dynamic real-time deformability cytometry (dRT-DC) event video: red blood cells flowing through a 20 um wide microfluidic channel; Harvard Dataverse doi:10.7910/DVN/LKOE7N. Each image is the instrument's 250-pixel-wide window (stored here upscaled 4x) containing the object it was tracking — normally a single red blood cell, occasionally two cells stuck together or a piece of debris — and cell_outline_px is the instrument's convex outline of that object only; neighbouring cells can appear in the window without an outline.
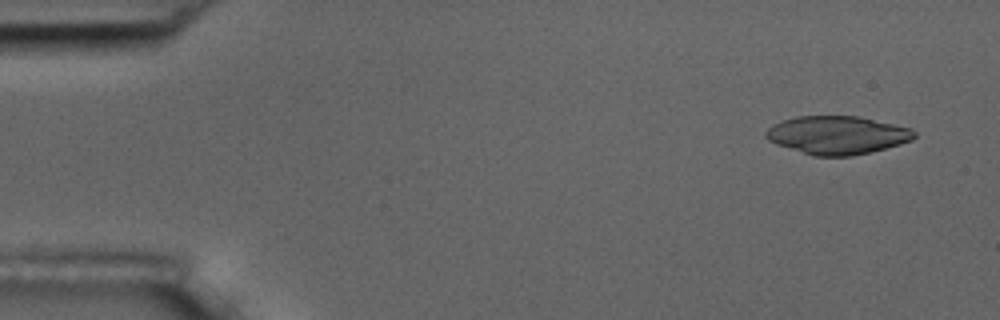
{"species": "common noctule bat (a hibernating species)", "species_latin": "Nyctalus noctula", "temperature_condition": "room temperature", "stored_images_in_passage": 7, "camera_frame_rate_fps": 3000, "um_per_image_px": 0.085, "animal": {"sex": "male", "body_mass_g": 17.5, "forearm_length_mm": 52.3}, "frame": {"image": 1, "passage_image": 1, "time_ms": 0.0, "image_size_px": [1000, 320], "cell_outline_px": [[916, 136], [912, 140], [900, 144], [852, 156], [816, 156], [776, 144], [768, 140], [764, 136], [764, 132], [772, 124], [796, 116], [860, 116], [912, 128], [916, 132]], "centroid_in_image_um": [71.17, 11.47], "position_along_channel_um": 13.8, "area_um2": 33.0}}